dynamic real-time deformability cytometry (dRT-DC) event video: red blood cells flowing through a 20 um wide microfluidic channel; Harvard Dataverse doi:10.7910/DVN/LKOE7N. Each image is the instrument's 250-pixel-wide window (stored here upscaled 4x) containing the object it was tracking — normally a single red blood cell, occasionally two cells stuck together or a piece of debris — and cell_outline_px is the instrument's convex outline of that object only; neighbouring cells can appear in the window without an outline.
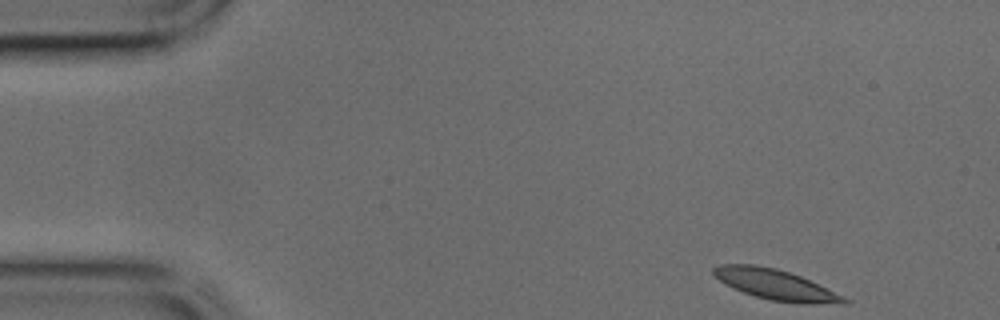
{"species": "common noctule bat (a hibernating species)", "species_latin": "Nyctalus noctula", "temperature_condition": "cold", "stored_images_in_passage": 41, "camera_frame_rate_fps": 3000, "um_per_image_px": 0.085, "animal": {"sex": "male", "body_mass_g": 17.9, "forearm_length_mm": 54.2}, "frame": {"image": 1, "passage_image": 1, "time_ms": 0.0, "image_size_px": [1000, 320], "cell_outline_px": [[852, 300], [848, 304], [808, 304], [772, 300], [756, 296], [744, 292], [720, 280], [712, 272], [712, 268], [720, 264], [752, 264], [776, 268], [800, 276], [844, 296]], "centroid_in_image_um": [65.99, 24.2], "position_along_channel_um": 19.0, "area_um2": 22.77}}
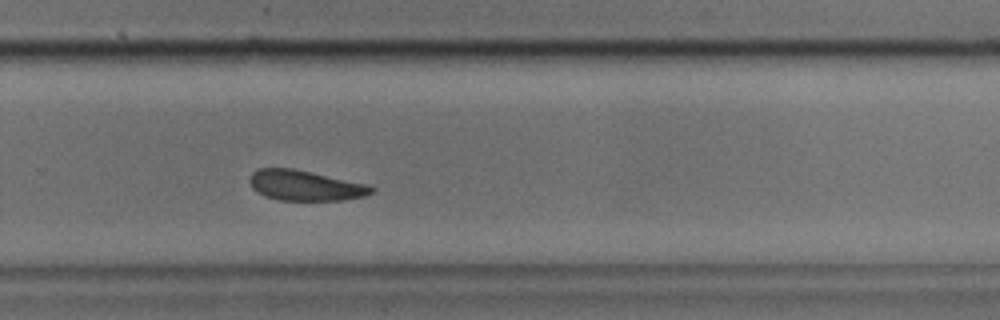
{"frame": {"image": 2, "passage_image": 26, "time_ms": 8.333, "image_size_px": [1000, 320], "cell_outline_px": [[376, 192], [364, 196], [344, 200], [280, 200], [264, 196], [252, 188], [248, 180], [252, 172], [260, 168], [292, 168], [368, 184], [376, 188]], "centroid_in_image_um": [25.96, 15.77], "position_along_channel_um": 303.8, "area_um2": 21.62}}
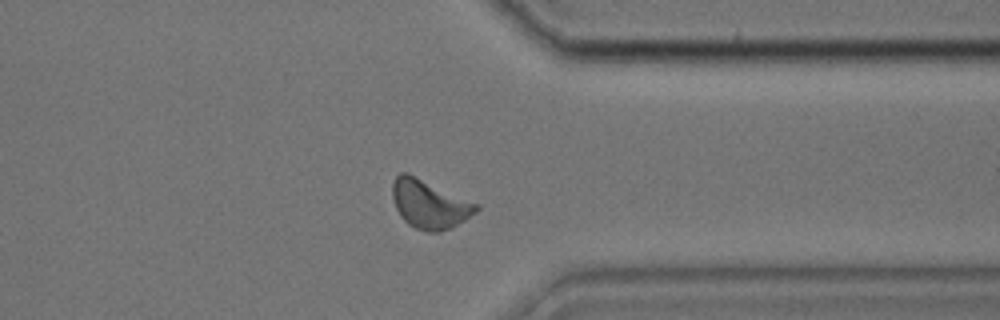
{"frame": {"image": 3, "passage_image": 31, "time_ms": 10.0, "image_size_px": [1000, 320], "cell_outline_px": [[480, 208], [476, 212], [452, 228], [440, 232], [428, 232], [416, 228], [408, 224], [400, 216], [396, 208], [392, 196], [392, 184], [396, 176], [400, 172], [408, 172], [480, 204]], "centroid_in_image_um": [36.51, 17.34], "position_along_channel_um": 374.9, "area_um2": 23.99}}